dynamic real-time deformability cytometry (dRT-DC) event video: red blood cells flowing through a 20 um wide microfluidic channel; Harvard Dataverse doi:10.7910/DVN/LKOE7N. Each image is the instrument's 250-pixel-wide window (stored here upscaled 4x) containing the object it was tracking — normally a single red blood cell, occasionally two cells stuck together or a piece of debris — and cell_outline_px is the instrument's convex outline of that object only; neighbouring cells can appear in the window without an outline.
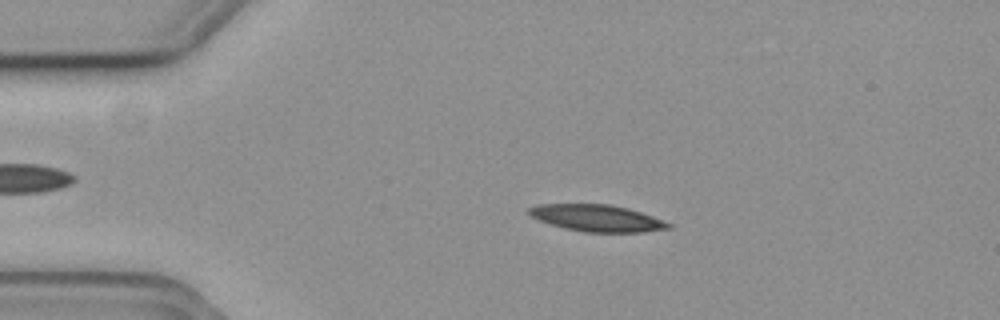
{"species": "common noctule bat (a hibernating species)", "species_latin": "Nyctalus noctula", "temperature_condition": "cold", "stored_images_in_passage": 55, "camera_frame_rate_fps": 3000, "um_per_image_px": 0.085, "animal": {"sex": "female", "body_mass_g": 19.3, "forearm_length_mm": 54.1}, "frame": {"image": 1, "passage_image": 11, "time_ms": 3.333, "image_size_px": [1000, 320], "cell_outline_px": [[672, 228], [644, 232], [584, 232], [564, 228], [540, 220], [532, 216], [528, 212], [528, 208], [536, 204], [612, 204], [628, 208], [664, 220], [672, 224]], "centroid_in_image_um": [50.78, 18.53], "position_along_channel_um": 34.2, "area_um2": 21.73}}
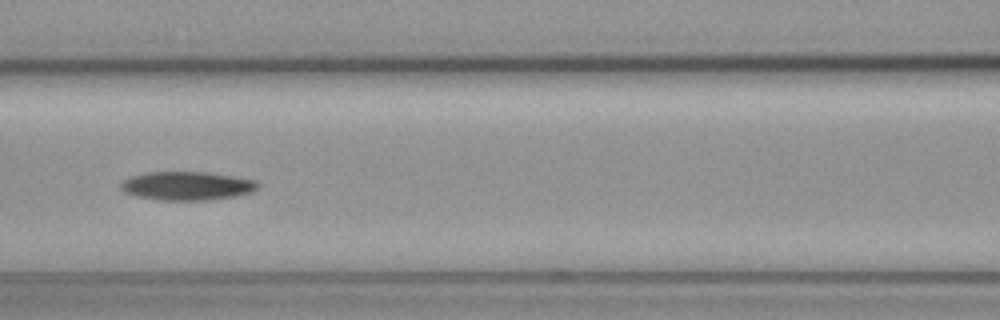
{"frame": {"image": 2, "passage_image": 24, "time_ms": 7.667, "image_size_px": [1000, 320], "cell_outline_px": [[260, 188], [252, 192], [236, 196], [212, 200], [160, 200], [140, 196], [124, 192], [120, 188], [120, 184], [124, 180], [132, 176], [148, 172], [208, 172], [256, 180], [260, 184]], "centroid_in_image_um": [15.96, 15.8], "position_along_channel_um": 150.6, "area_um2": 22.89}}
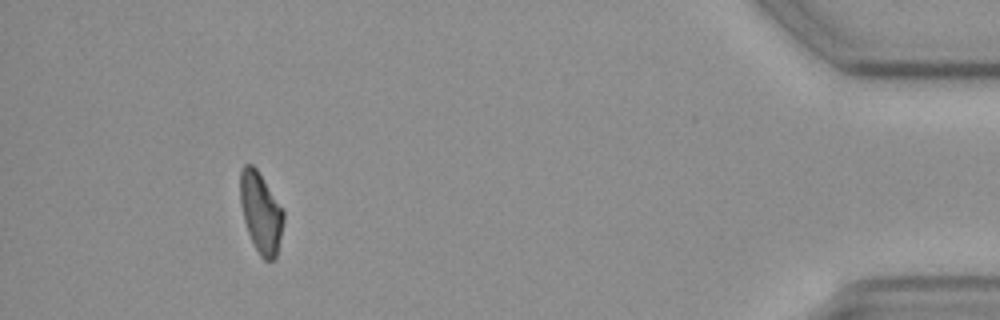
{"frame": {"image": 3, "passage_image": 51, "time_ms": 16.667, "image_size_px": [1000, 320], "cell_outline_px": [[284, 220], [276, 256], [272, 260], [264, 260], [260, 256], [248, 232], [244, 220], [240, 204], [240, 172], [244, 164], [252, 164], [256, 168], [284, 208]], "centroid_in_image_um": [22.17, 18.03], "position_along_channel_um": 413.0, "area_um2": 20.35}, "authors_computed_cell_mechanics": {"area_um2": 22.0796, "velocity_mm_per_s": 3.6829, "shape_relaxation_time_tau1_ms": 4.6824, "shape_relaxation_time_tau2_ms": null, "deformation_change_tau1": 0.1433, "deformation_change_tau2": null}}